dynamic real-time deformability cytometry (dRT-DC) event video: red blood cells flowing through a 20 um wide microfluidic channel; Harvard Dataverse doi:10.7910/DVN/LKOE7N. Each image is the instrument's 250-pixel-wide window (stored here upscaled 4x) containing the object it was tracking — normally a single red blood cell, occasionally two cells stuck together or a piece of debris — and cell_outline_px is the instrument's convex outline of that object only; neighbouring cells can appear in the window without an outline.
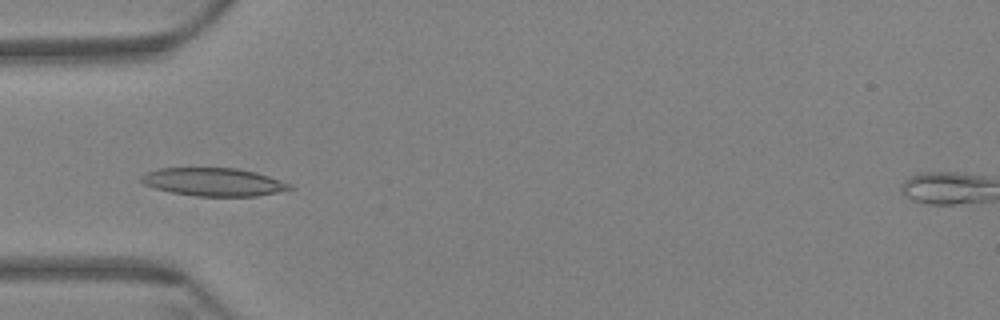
{"species": "Egyptian fruit bat (a non-hibernating species)", "species_latin": "Rousettus aegyptiacus", "temperature_condition": "warm", "stored_images_in_passage": 60, "camera_frame_rate_fps": 3000, "um_per_image_px": 0.085, "animal": {"sex": "female"}, "frame": {"image": 1, "passage_image": 20, "time_ms": 6.333, "image_size_px": [1000, 320], "cell_outline_px": [[292, 188], [276, 192], [256, 196], [196, 196], [172, 192], [156, 188], [144, 184], [140, 180], [140, 176], [144, 172], [160, 168], [236, 168], [256, 172], [292, 184]], "centroid_in_image_um": [18.12, 15.46], "position_along_channel_um": 66.9, "area_um2": 24.16}}
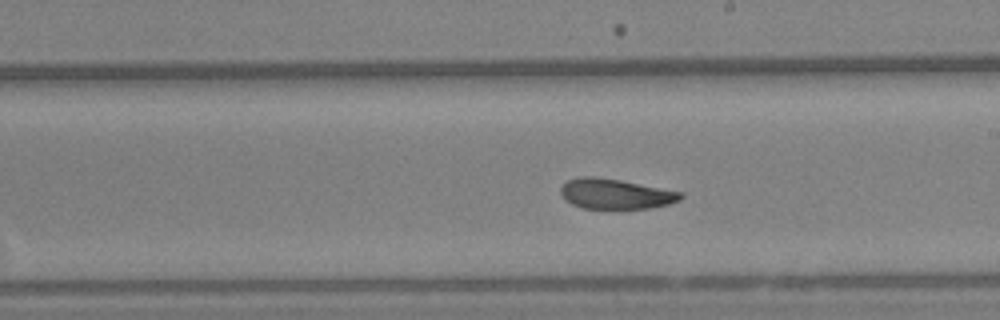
{"frame": {"image": 2, "passage_image": 35, "time_ms": 11.333, "image_size_px": [1000, 320], "cell_outline_px": [[684, 196], [680, 200], [668, 204], [648, 208], [580, 208], [564, 200], [560, 192], [560, 188], [568, 180], [580, 176], [596, 176], [620, 180], [684, 192]], "centroid_in_image_um": [52.31, 16.47], "position_along_channel_um": 236.7, "area_um2": 21.15}}
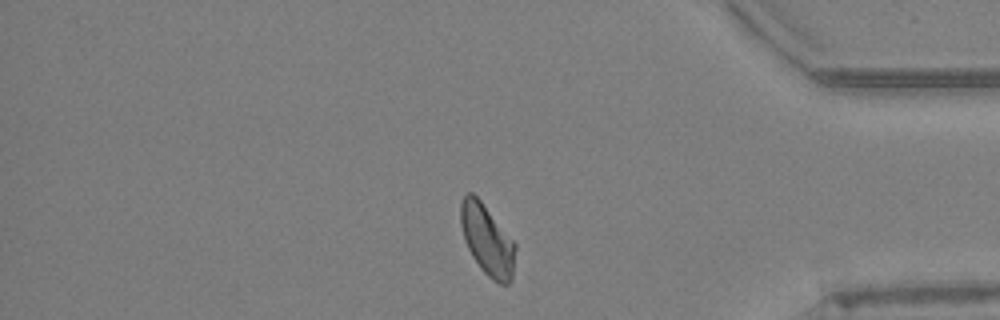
{"frame": {"image": 3, "passage_image": 51, "time_ms": 16.667, "image_size_px": [1000, 320], "cell_outline_px": [[516, 248], [512, 280], [508, 284], [500, 284], [492, 280], [480, 268], [472, 256], [464, 240], [460, 224], [460, 204], [464, 196], [468, 192], [472, 192], [480, 200], [516, 244]], "centroid_in_image_um": [41.4, 20.42], "position_along_channel_um": 393.8, "area_um2": 22.43}, "authors_computed_cell_mechanics": {"area_um2": 22.3686, "velocity_mm_per_s": 3.4201, "shape_relaxation_time_tau1_ms": 6.269, "shape_relaxation_time_tau2_ms": 3.7462, "deformation_change_tau1": 0.1348, "deformation_change_tau2": 0.0903}}